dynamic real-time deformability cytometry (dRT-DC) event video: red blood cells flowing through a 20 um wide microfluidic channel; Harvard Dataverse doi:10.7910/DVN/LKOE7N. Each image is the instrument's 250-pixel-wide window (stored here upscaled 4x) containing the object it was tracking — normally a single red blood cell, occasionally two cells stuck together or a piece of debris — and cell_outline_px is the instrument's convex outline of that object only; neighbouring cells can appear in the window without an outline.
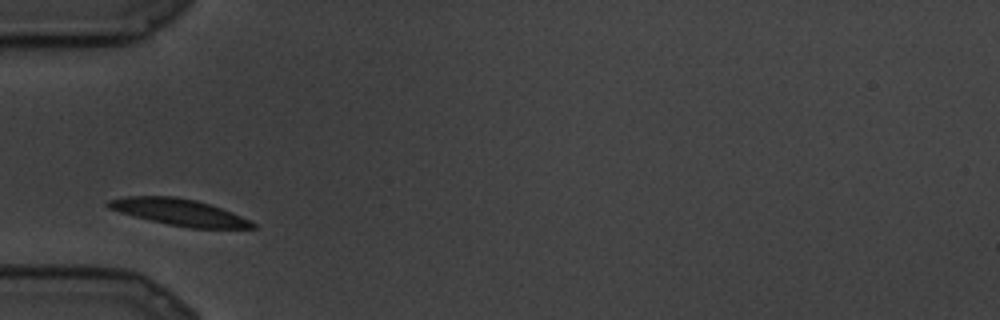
{"species": "common noctule bat (a hibernating species)", "species_latin": "Nyctalus noctula", "temperature_condition": "cold", "stored_images_in_passage": 4, "camera_frame_rate_fps": 3000, "um_per_image_px": 0.085, "animal": {"sex": "male", "body_mass_g": 19.5, "forearm_length_mm": 54.6}, "frame": {"image": 1, "passage_image": 1, "time_ms": 0.0, "image_size_px": [1000, 320], "cell_outline_px": [[256, 228], [192, 228], [168, 224], [120, 212], [108, 208], [104, 204], [108, 200], [128, 196], [176, 196], [196, 200], [232, 212], [256, 224]], "centroid_in_image_um": [15.21, 18.02], "position_along_channel_um": 69.8, "area_um2": 21.96}}
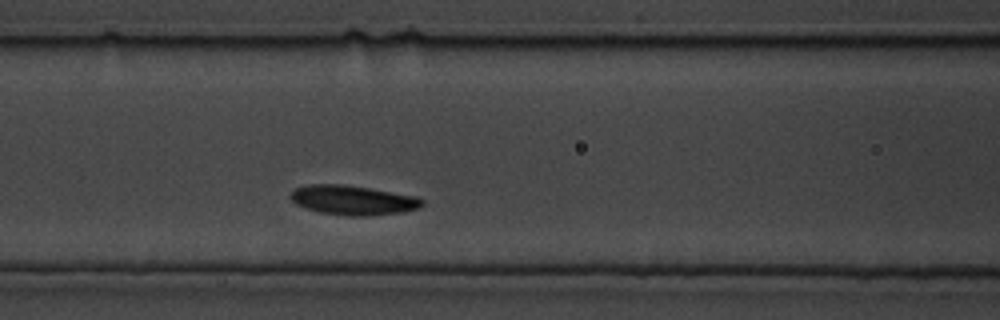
{"frame": {"image": 2, "passage_image": 4, "time_ms": 1.0, "image_size_px": [1000, 320], "cell_outline_px": [[424, 204], [420, 208], [400, 212], [368, 216], [348, 216], [320, 212], [296, 204], [288, 196], [296, 188], [308, 184], [344, 184], [416, 196], [424, 200]], "centroid_in_image_um": [30.01, 17.01], "position_along_channel_um": 136.6, "area_um2": 22.54}}